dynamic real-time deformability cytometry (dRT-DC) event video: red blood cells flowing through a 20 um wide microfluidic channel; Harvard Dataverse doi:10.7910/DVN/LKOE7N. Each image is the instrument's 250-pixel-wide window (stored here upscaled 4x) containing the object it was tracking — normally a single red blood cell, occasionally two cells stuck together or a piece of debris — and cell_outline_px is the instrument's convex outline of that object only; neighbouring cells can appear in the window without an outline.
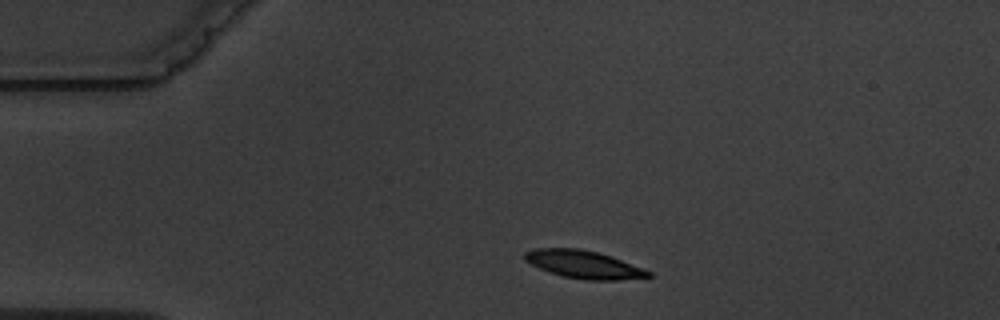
{"species": "common noctule bat (a hibernating species)", "species_latin": "Nyctalus noctula", "temperature_condition": "warm", "stored_images_in_passage": 3, "camera_frame_rate_fps": 3000, "um_per_image_px": 0.085, "animal": {"sex": "male", "body_mass_g": 19.5, "forearm_length_mm": 54.6}, "frame": {"image": 1, "passage_image": 1, "time_ms": 0.0, "image_size_px": [1000, 320], "cell_outline_px": [[652, 276], [620, 280], [588, 280], [564, 276], [540, 268], [524, 260], [524, 252], [532, 248], [580, 248], [612, 256], [644, 268], [652, 272]], "centroid_in_image_um": [49.64, 22.46], "position_along_channel_um": 35.4, "area_um2": 20.0}}
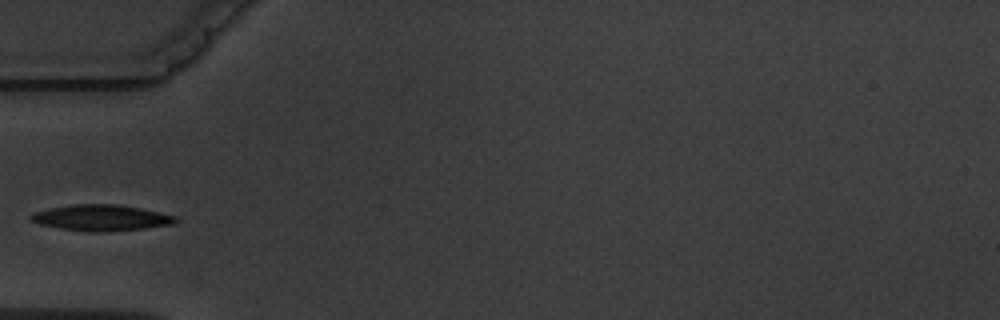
{"frame": {"image": 2, "passage_image": 3, "time_ms": 2.333, "image_size_px": [1000, 320], "cell_outline_px": [[180, 220], [176, 224], [144, 228], [96, 232], [92, 232], [60, 228], [40, 224], [32, 220], [28, 216], [32, 212], [72, 204], [116, 204], [140, 208], [160, 212], [176, 216]], "centroid_in_image_um": [8.64, 18.5], "position_along_channel_um": 76.4, "area_um2": 21.85}}